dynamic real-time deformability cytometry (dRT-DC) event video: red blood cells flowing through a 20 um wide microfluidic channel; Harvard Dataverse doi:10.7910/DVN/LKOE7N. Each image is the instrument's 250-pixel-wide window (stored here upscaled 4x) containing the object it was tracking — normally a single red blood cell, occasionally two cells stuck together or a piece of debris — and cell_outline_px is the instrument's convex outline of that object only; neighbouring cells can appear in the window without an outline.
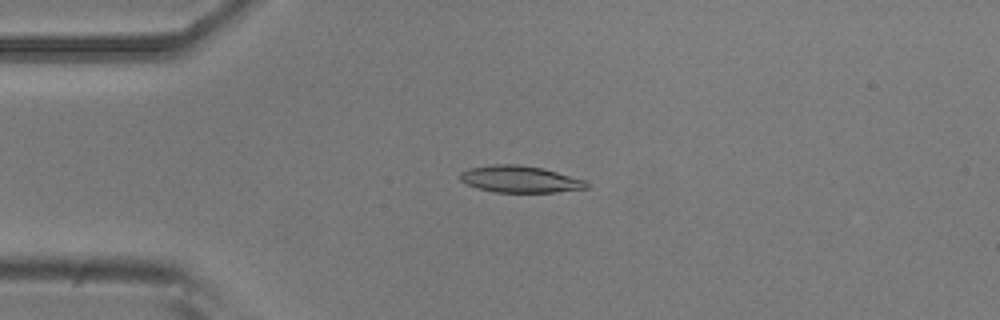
{"species": "common noctule bat (a hibernating species)", "species_latin": "Nyctalus noctula", "temperature_condition": "room temperature", "stored_images_in_passage": 11, "camera_frame_rate_fps": 3000, "um_per_image_px": 0.085, "animal": {"sex": "male", "body_mass_g": 20.5, "forearm_length_mm": 52.5}, "frame": {"image": 1, "passage_image": 2, "time_ms": 2.0, "image_size_px": [1000, 320], "cell_outline_px": [[588, 188], [556, 192], [496, 192], [476, 188], [460, 180], [460, 172], [468, 168], [492, 164], [520, 164], [544, 168], [588, 180]], "centroid_in_image_um": [44.23, 15.22], "position_along_channel_um": 40.8, "area_um2": 20.0}}
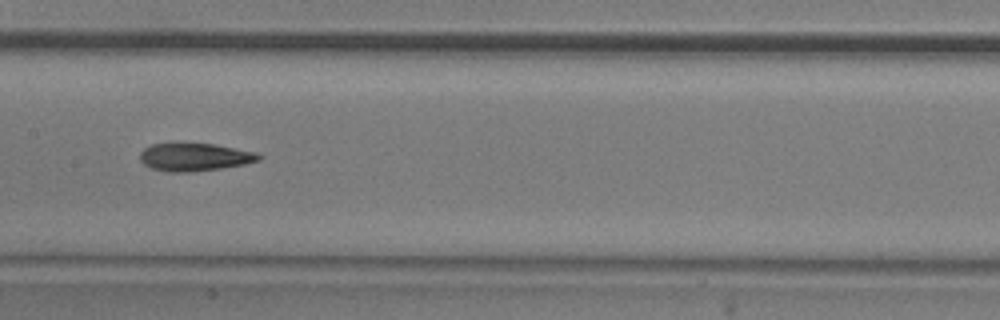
{"frame": {"image": 2, "passage_image": 6, "time_ms": 6.667, "image_size_px": [1000, 320], "cell_outline_px": [[264, 156], [260, 160], [244, 164], [220, 168], [192, 172], [168, 172], [152, 168], [144, 164], [140, 160], [140, 152], [144, 148], [152, 144], [172, 140], [212, 144], [252, 152]], "centroid_in_image_um": [16.45, 13.31], "position_along_channel_um": 190.9, "area_um2": 19.77}}
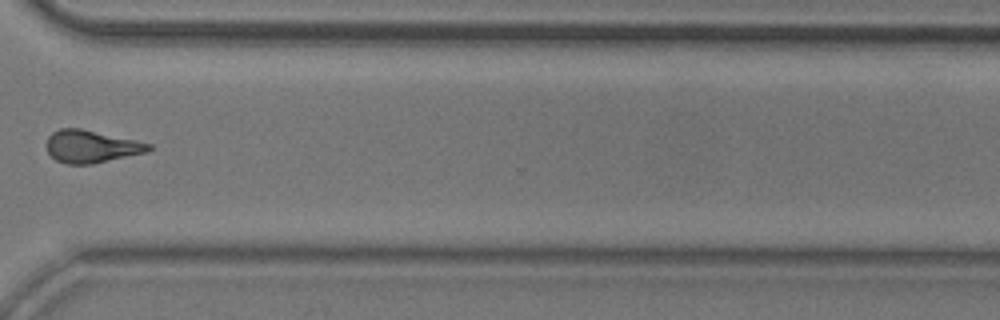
{"frame": {"image": 3, "passage_image": 10, "time_ms": 11.333, "image_size_px": [1000, 320], "cell_outline_px": [[152, 148], [148, 152], [92, 164], [68, 164], [56, 160], [48, 152], [44, 144], [48, 136], [52, 132], [60, 128], [80, 128], [136, 140], [152, 144]], "centroid_in_image_um": [7.74, 12.45], "position_along_channel_um": 362.9, "area_um2": 19.48}, "authors_computed_cell_mechanics": {"area_um2": 19.7676, "velocity_mm_per_s": 3.6995, "shape_relaxation_time_tau1_ms": null, "shape_relaxation_time_tau2_ms": 2.8861, "deformation_change_tau1": null, "deformation_change_tau2": 0.1033}}